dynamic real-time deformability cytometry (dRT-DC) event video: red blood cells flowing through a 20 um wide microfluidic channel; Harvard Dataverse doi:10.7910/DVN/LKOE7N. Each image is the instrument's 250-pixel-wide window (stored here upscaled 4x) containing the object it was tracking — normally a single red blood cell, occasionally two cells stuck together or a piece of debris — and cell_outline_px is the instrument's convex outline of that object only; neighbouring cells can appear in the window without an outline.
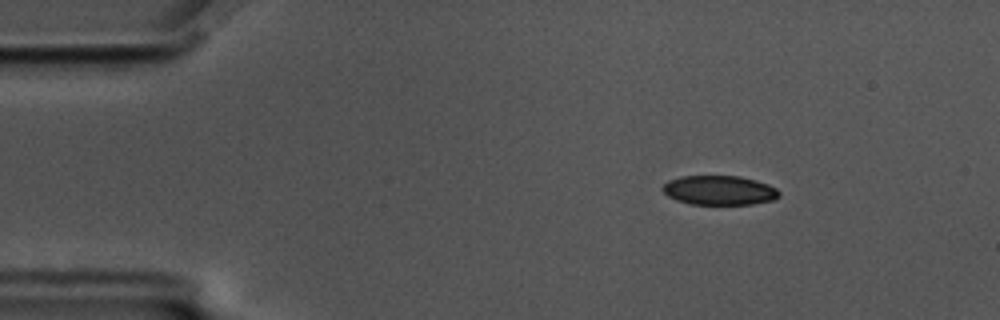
{"species": "common noctule bat (a hibernating species)", "species_latin": "Nyctalus noctula", "temperature_condition": "cold", "stored_images_in_passage": 57, "camera_frame_rate_fps": 3000, "um_per_image_px": 0.085, "animal": {"sex": "male", "body_mass_g": 17.5, "forearm_length_mm": 52.3}, "frame": {"image": 1, "passage_image": 8, "time_ms": 2.333, "image_size_px": [1000, 320], "cell_outline_px": [[780, 196], [772, 200], [752, 204], [692, 204], [676, 200], [668, 196], [660, 188], [668, 180], [680, 176], [740, 176], [756, 180], [768, 184], [776, 188], [780, 192]], "centroid_in_image_um": [61.13, 16.17], "position_along_channel_um": 23.9, "area_um2": 20.0}}
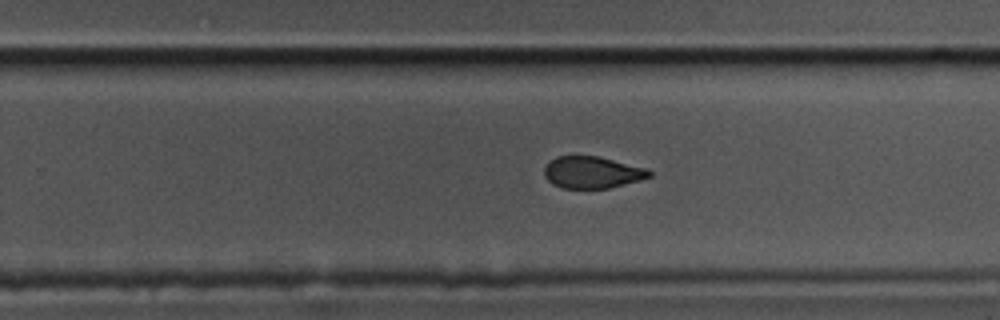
{"frame": {"image": 2, "passage_image": 36, "time_ms": 11.667, "image_size_px": [1000, 320], "cell_outline_px": [[652, 176], [640, 180], [608, 188], [560, 188], [552, 184], [544, 176], [544, 168], [556, 156], [600, 156], [648, 168], [652, 172]], "centroid_in_image_um": [50.36, 14.65], "position_along_channel_um": 279.4, "area_um2": 19.59}}
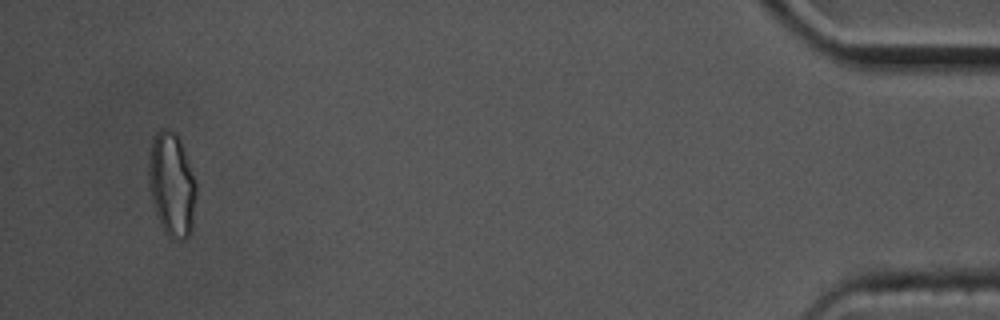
{"frame": {"image": 3, "passage_image": 55, "time_ms": 18.0, "image_size_px": [1000, 320], "cell_outline_px": [[196, 196], [192, 224], [188, 236], [184, 240], [172, 240], [164, 232], [160, 224], [152, 200], [148, 180], [148, 164], [152, 136], [160, 128], [168, 128], [176, 132], [180, 140], [196, 184]], "centroid_in_image_um": [14.58, 15.67], "position_along_channel_um": 420.6, "area_um2": 28.84}, "authors_computed_cell_mechanics": {"area_um2": 21.386, "velocity_mm_per_s": 3.4647, "shape_relaxation_time_tau1_ms": 8.6794, "shape_relaxation_time_tau2_ms": 1.8648, "deformation_change_tau1": 0.1572, "deformation_change_tau2": 0.0747}}